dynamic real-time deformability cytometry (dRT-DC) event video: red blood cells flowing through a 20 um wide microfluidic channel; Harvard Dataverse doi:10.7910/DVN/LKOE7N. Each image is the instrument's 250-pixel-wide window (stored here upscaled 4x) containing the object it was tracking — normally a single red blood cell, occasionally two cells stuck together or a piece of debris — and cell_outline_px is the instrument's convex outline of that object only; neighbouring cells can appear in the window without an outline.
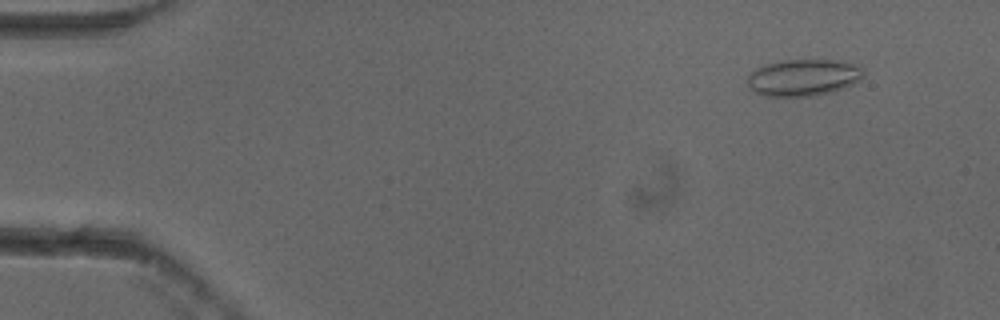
{"species": "common noctule bat (a hibernating species)", "species_latin": "Nyctalus noctula", "temperature_condition": "cold", "stored_images_in_passage": 53, "camera_frame_rate_fps": 3000, "um_per_image_px": 0.085, "animal": {"sex": "female"}, "frame": {"image": 1, "passage_image": 5, "time_ms": 1.333, "image_size_px": [1000, 320], "cell_outline_px": [[864, 76], [860, 80], [844, 88], [832, 92], [812, 96], [764, 96], [748, 88], [748, 76], [756, 68], [764, 64], [784, 60], [828, 60], [860, 64], [864, 68]], "centroid_in_image_um": [68.31, 6.59], "position_along_channel_um": 16.7, "area_um2": 25.03}}
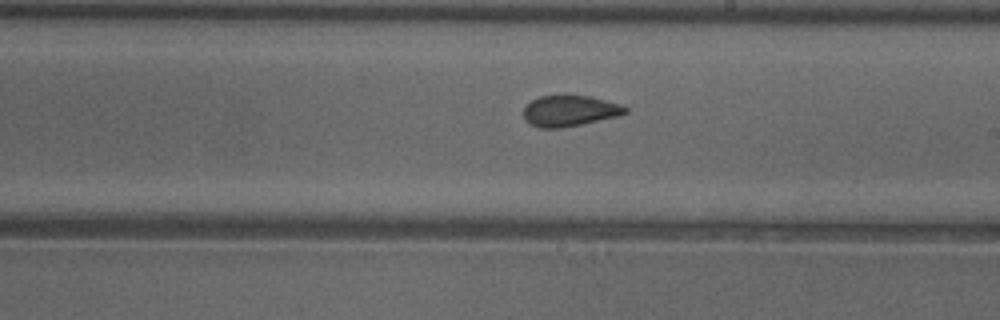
{"frame": {"image": 2, "passage_image": 31, "time_ms": 10.0, "image_size_px": [1000, 320], "cell_outline_px": [[628, 112], [620, 116], [564, 128], [540, 128], [528, 124], [524, 120], [524, 104], [540, 96], [560, 92], [568, 92], [592, 96], [620, 104], [628, 108]], "centroid_in_image_um": [48.4, 9.38], "position_along_channel_um": 240.6, "area_um2": 19.48}}
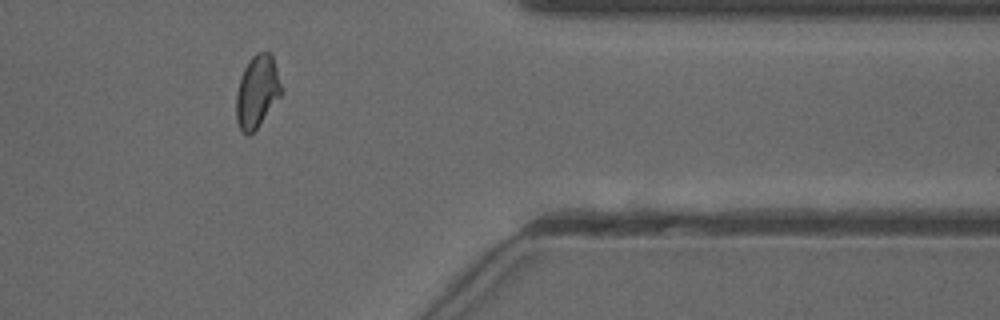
{"frame": {"image": 3, "passage_image": 44, "time_ms": 14.333, "image_size_px": [1000, 320], "cell_outline_px": [[284, 92], [256, 128], [248, 136], [240, 128], [236, 120], [236, 92], [240, 76], [248, 60], [256, 52], [272, 52]], "centroid_in_image_um": [21.87, 7.73], "position_along_channel_um": 389.5, "area_um2": 19.25}, "authors_computed_cell_mechanics": {"area_um2": 19.1318, "velocity_mm_per_s": 3.8498, "shape_relaxation_time_tau1_ms": null, "shape_relaxation_time_tau2_ms": 1.0161, "deformation_change_tau1": null, "deformation_change_tau2": 0.0565}}